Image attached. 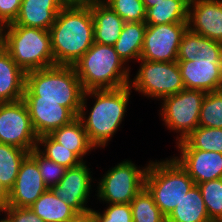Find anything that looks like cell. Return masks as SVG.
Returning <instances> with one entry per match:
<instances>
[{"label": "cell", "mask_w": 222, "mask_h": 222, "mask_svg": "<svg viewBox=\"0 0 222 222\" xmlns=\"http://www.w3.org/2000/svg\"><path fill=\"white\" fill-rule=\"evenodd\" d=\"M94 23V42L113 46L119 39L125 21L102 0L90 6Z\"/></svg>", "instance_id": "cell-20"}, {"label": "cell", "mask_w": 222, "mask_h": 222, "mask_svg": "<svg viewBox=\"0 0 222 222\" xmlns=\"http://www.w3.org/2000/svg\"><path fill=\"white\" fill-rule=\"evenodd\" d=\"M56 142L74 152L83 162L84 156L95 147L90 143L82 121L77 117L71 123L49 134Z\"/></svg>", "instance_id": "cell-24"}, {"label": "cell", "mask_w": 222, "mask_h": 222, "mask_svg": "<svg viewBox=\"0 0 222 222\" xmlns=\"http://www.w3.org/2000/svg\"><path fill=\"white\" fill-rule=\"evenodd\" d=\"M125 22H145L146 8L142 0H102Z\"/></svg>", "instance_id": "cell-33"}, {"label": "cell", "mask_w": 222, "mask_h": 222, "mask_svg": "<svg viewBox=\"0 0 222 222\" xmlns=\"http://www.w3.org/2000/svg\"><path fill=\"white\" fill-rule=\"evenodd\" d=\"M126 66L114 46L95 42L73 65L84 91L129 85L131 69Z\"/></svg>", "instance_id": "cell-4"}, {"label": "cell", "mask_w": 222, "mask_h": 222, "mask_svg": "<svg viewBox=\"0 0 222 222\" xmlns=\"http://www.w3.org/2000/svg\"><path fill=\"white\" fill-rule=\"evenodd\" d=\"M69 222H96L93 211L88 210L84 213H77Z\"/></svg>", "instance_id": "cell-39"}, {"label": "cell", "mask_w": 222, "mask_h": 222, "mask_svg": "<svg viewBox=\"0 0 222 222\" xmlns=\"http://www.w3.org/2000/svg\"><path fill=\"white\" fill-rule=\"evenodd\" d=\"M0 222H7V221L4 218H1Z\"/></svg>", "instance_id": "cell-44"}, {"label": "cell", "mask_w": 222, "mask_h": 222, "mask_svg": "<svg viewBox=\"0 0 222 222\" xmlns=\"http://www.w3.org/2000/svg\"><path fill=\"white\" fill-rule=\"evenodd\" d=\"M188 29L222 43V0H196L188 8Z\"/></svg>", "instance_id": "cell-15"}, {"label": "cell", "mask_w": 222, "mask_h": 222, "mask_svg": "<svg viewBox=\"0 0 222 222\" xmlns=\"http://www.w3.org/2000/svg\"><path fill=\"white\" fill-rule=\"evenodd\" d=\"M133 222H166V217L144 187L131 201Z\"/></svg>", "instance_id": "cell-30"}, {"label": "cell", "mask_w": 222, "mask_h": 222, "mask_svg": "<svg viewBox=\"0 0 222 222\" xmlns=\"http://www.w3.org/2000/svg\"><path fill=\"white\" fill-rule=\"evenodd\" d=\"M206 92L183 89L162 99L160 116L167 130L179 134L176 143L188 137L199 126L200 110Z\"/></svg>", "instance_id": "cell-9"}, {"label": "cell", "mask_w": 222, "mask_h": 222, "mask_svg": "<svg viewBox=\"0 0 222 222\" xmlns=\"http://www.w3.org/2000/svg\"><path fill=\"white\" fill-rule=\"evenodd\" d=\"M26 73L14 62L10 54L0 46V103L23 99Z\"/></svg>", "instance_id": "cell-19"}, {"label": "cell", "mask_w": 222, "mask_h": 222, "mask_svg": "<svg viewBox=\"0 0 222 222\" xmlns=\"http://www.w3.org/2000/svg\"><path fill=\"white\" fill-rule=\"evenodd\" d=\"M138 167L131 160H124L107 170L97 186V199L107 204L131 203L145 187L148 164Z\"/></svg>", "instance_id": "cell-8"}, {"label": "cell", "mask_w": 222, "mask_h": 222, "mask_svg": "<svg viewBox=\"0 0 222 222\" xmlns=\"http://www.w3.org/2000/svg\"><path fill=\"white\" fill-rule=\"evenodd\" d=\"M2 213L7 222H45L29 207L8 206Z\"/></svg>", "instance_id": "cell-36"}, {"label": "cell", "mask_w": 222, "mask_h": 222, "mask_svg": "<svg viewBox=\"0 0 222 222\" xmlns=\"http://www.w3.org/2000/svg\"><path fill=\"white\" fill-rule=\"evenodd\" d=\"M131 92L129 85L118 89L84 91L78 118L95 148L108 146V141L119 130L127 112ZM91 97L95 102L88 112L87 100Z\"/></svg>", "instance_id": "cell-1"}, {"label": "cell", "mask_w": 222, "mask_h": 222, "mask_svg": "<svg viewBox=\"0 0 222 222\" xmlns=\"http://www.w3.org/2000/svg\"><path fill=\"white\" fill-rule=\"evenodd\" d=\"M205 203L209 218L222 222V178L197 184Z\"/></svg>", "instance_id": "cell-31"}, {"label": "cell", "mask_w": 222, "mask_h": 222, "mask_svg": "<svg viewBox=\"0 0 222 222\" xmlns=\"http://www.w3.org/2000/svg\"><path fill=\"white\" fill-rule=\"evenodd\" d=\"M165 159L149 161L145 188L167 218L195 182L173 156Z\"/></svg>", "instance_id": "cell-6"}, {"label": "cell", "mask_w": 222, "mask_h": 222, "mask_svg": "<svg viewBox=\"0 0 222 222\" xmlns=\"http://www.w3.org/2000/svg\"><path fill=\"white\" fill-rule=\"evenodd\" d=\"M83 94L73 66L55 65L26 73L23 100L57 101L78 117Z\"/></svg>", "instance_id": "cell-3"}, {"label": "cell", "mask_w": 222, "mask_h": 222, "mask_svg": "<svg viewBox=\"0 0 222 222\" xmlns=\"http://www.w3.org/2000/svg\"><path fill=\"white\" fill-rule=\"evenodd\" d=\"M36 135L50 134L55 129L71 123L77 116L57 101L24 100Z\"/></svg>", "instance_id": "cell-17"}, {"label": "cell", "mask_w": 222, "mask_h": 222, "mask_svg": "<svg viewBox=\"0 0 222 222\" xmlns=\"http://www.w3.org/2000/svg\"><path fill=\"white\" fill-rule=\"evenodd\" d=\"M63 7H88L100 0H59Z\"/></svg>", "instance_id": "cell-38"}, {"label": "cell", "mask_w": 222, "mask_h": 222, "mask_svg": "<svg viewBox=\"0 0 222 222\" xmlns=\"http://www.w3.org/2000/svg\"><path fill=\"white\" fill-rule=\"evenodd\" d=\"M49 32L55 65L73 66L94 44L90 6L63 7Z\"/></svg>", "instance_id": "cell-2"}, {"label": "cell", "mask_w": 222, "mask_h": 222, "mask_svg": "<svg viewBox=\"0 0 222 222\" xmlns=\"http://www.w3.org/2000/svg\"><path fill=\"white\" fill-rule=\"evenodd\" d=\"M9 191L0 183V215L8 207Z\"/></svg>", "instance_id": "cell-40"}, {"label": "cell", "mask_w": 222, "mask_h": 222, "mask_svg": "<svg viewBox=\"0 0 222 222\" xmlns=\"http://www.w3.org/2000/svg\"><path fill=\"white\" fill-rule=\"evenodd\" d=\"M143 4L145 5V8L148 9L154 5H156V3H159L160 1L163 0H142Z\"/></svg>", "instance_id": "cell-41"}, {"label": "cell", "mask_w": 222, "mask_h": 222, "mask_svg": "<svg viewBox=\"0 0 222 222\" xmlns=\"http://www.w3.org/2000/svg\"><path fill=\"white\" fill-rule=\"evenodd\" d=\"M166 222H213L207 213L198 185L184 195L179 204L166 218Z\"/></svg>", "instance_id": "cell-23"}, {"label": "cell", "mask_w": 222, "mask_h": 222, "mask_svg": "<svg viewBox=\"0 0 222 222\" xmlns=\"http://www.w3.org/2000/svg\"><path fill=\"white\" fill-rule=\"evenodd\" d=\"M176 145L177 149H198L222 154V128L198 126Z\"/></svg>", "instance_id": "cell-28"}, {"label": "cell", "mask_w": 222, "mask_h": 222, "mask_svg": "<svg viewBox=\"0 0 222 222\" xmlns=\"http://www.w3.org/2000/svg\"><path fill=\"white\" fill-rule=\"evenodd\" d=\"M1 46L25 73L55 66L48 30L5 25L2 27Z\"/></svg>", "instance_id": "cell-5"}, {"label": "cell", "mask_w": 222, "mask_h": 222, "mask_svg": "<svg viewBox=\"0 0 222 222\" xmlns=\"http://www.w3.org/2000/svg\"><path fill=\"white\" fill-rule=\"evenodd\" d=\"M22 0H0V25L13 23L18 16Z\"/></svg>", "instance_id": "cell-37"}, {"label": "cell", "mask_w": 222, "mask_h": 222, "mask_svg": "<svg viewBox=\"0 0 222 222\" xmlns=\"http://www.w3.org/2000/svg\"><path fill=\"white\" fill-rule=\"evenodd\" d=\"M199 126L222 128V90L206 93L200 110Z\"/></svg>", "instance_id": "cell-32"}, {"label": "cell", "mask_w": 222, "mask_h": 222, "mask_svg": "<svg viewBox=\"0 0 222 222\" xmlns=\"http://www.w3.org/2000/svg\"><path fill=\"white\" fill-rule=\"evenodd\" d=\"M86 163L85 161L78 166L68 168L60 182L50 188L57 197L65 201L77 213L92 209L87 207V200L90 199L93 191L91 190L93 177L91 168Z\"/></svg>", "instance_id": "cell-12"}, {"label": "cell", "mask_w": 222, "mask_h": 222, "mask_svg": "<svg viewBox=\"0 0 222 222\" xmlns=\"http://www.w3.org/2000/svg\"><path fill=\"white\" fill-rule=\"evenodd\" d=\"M2 36V26L0 25V38Z\"/></svg>", "instance_id": "cell-43"}, {"label": "cell", "mask_w": 222, "mask_h": 222, "mask_svg": "<svg viewBox=\"0 0 222 222\" xmlns=\"http://www.w3.org/2000/svg\"><path fill=\"white\" fill-rule=\"evenodd\" d=\"M173 156L193 179L195 185L222 178V154L198 149H178Z\"/></svg>", "instance_id": "cell-16"}, {"label": "cell", "mask_w": 222, "mask_h": 222, "mask_svg": "<svg viewBox=\"0 0 222 222\" xmlns=\"http://www.w3.org/2000/svg\"><path fill=\"white\" fill-rule=\"evenodd\" d=\"M187 23L147 25L140 59L175 62Z\"/></svg>", "instance_id": "cell-11"}, {"label": "cell", "mask_w": 222, "mask_h": 222, "mask_svg": "<svg viewBox=\"0 0 222 222\" xmlns=\"http://www.w3.org/2000/svg\"><path fill=\"white\" fill-rule=\"evenodd\" d=\"M47 189L37 162L28 154L22 161L16 182L9 191L8 206L30 207Z\"/></svg>", "instance_id": "cell-14"}, {"label": "cell", "mask_w": 222, "mask_h": 222, "mask_svg": "<svg viewBox=\"0 0 222 222\" xmlns=\"http://www.w3.org/2000/svg\"><path fill=\"white\" fill-rule=\"evenodd\" d=\"M196 59H222V43L187 29L179 46L177 61Z\"/></svg>", "instance_id": "cell-21"}, {"label": "cell", "mask_w": 222, "mask_h": 222, "mask_svg": "<svg viewBox=\"0 0 222 222\" xmlns=\"http://www.w3.org/2000/svg\"><path fill=\"white\" fill-rule=\"evenodd\" d=\"M28 151L10 144L0 143V183L8 190L16 182L19 168Z\"/></svg>", "instance_id": "cell-27"}, {"label": "cell", "mask_w": 222, "mask_h": 222, "mask_svg": "<svg viewBox=\"0 0 222 222\" xmlns=\"http://www.w3.org/2000/svg\"><path fill=\"white\" fill-rule=\"evenodd\" d=\"M37 140L24 100L0 103V143L30 152L36 148Z\"/></svg>", "instance_id": "cell-10"}, {"label": "cell", "mask_w": 222, "mask_h": 222, "mask_svg": "<svg viewBox=\"0 0 222 222\" xmlns=\"http://www.w3.org/2000/svg\"><path fill=\"white\" fill-rule=\"evenodd\" d=\"M62 8L59 0H22L18 16L10 24L49 31Z\"/></svg>", "instance_id": "cell-18"}, {"label": "cell", "mask_w": 222, "mask_h": 222, "mask_svg": "<svg viewBox=\"0 0 222 222\" xmlns=\"http://www.w3.org/2000/svg\"><path fill=\"white\" fill-rule=\"evenodd\" d=\"M29 155L37 162L42 180L48 188L57 185L65 175L67 168L46 158L37 150V148L30 151Z\"/></svg>", "instance_id": "cell-34"}, {"label": "cell", "mask_w": 222, "mask_h": 222, "mask_svg": "<svg viewBox=\"0 0 222 222\" xmlns=\"http://www.w3.org/2000/svg\"><path fill=\"white\" fill-rule=\"evenodd\" d=\"M106 206L102 213L91 209L96 222H133L130 203L106 204Z\"/></svg>", "instance_id": "cell-35"}, {"label": "cell", "mask_w": 222, "mask_h": 222, "mask_svg": "<svg viewBox=\"0 0 222 222\" xmlns=\"http://www.w3.org/2000/svg\"><path fill=\"white\" fill-rule=\"evenodd\" d=\"M36 148L43 156L67 169L83 162L74 152L56 142L49 134L38 137Z\"/></svg>", "instance_id": "cell-29"}, {"label": "cell", "mask_w": 222, "mask_h": 222, "mask_svg": "<svg viewBox=\"0 0 222 222\" xmlns=\"http://www.w3.org/2000/svg\"><path fill=\"white\" fill-rule=\"evenodd\" d=\"M189 6L182 0H163L146 9L145 23L161 25L187 23Z\"/></svg>", "instance_id": "cell-26"}, {"label": "cell", "mask_w": 222, "mask_h": 222, "mask_svg": "<svg viewBox=\"0 0 222 222\" xmlns=\"http://www.w3.org/2000/svg\"><path fill=\"white\" fill-rule=\"evenodd\" d=\"M45 222H69L77 212L48 188L30 207Z\"/></svg>", "instance_id": "cell-25"}, {"label": "cell", "mask_w": 222, "mask_h": 222, "mask_svg": "<svg viewBox=\"0 0 222 222\" xmlns=\"http://www.w3.org/2000/svg\"><path fill=\"white\" fill-rule=\"evenodd\" d=\"M135 77L130 79L129 87L147 98L158 101L185 89L180 68L175 62L142 60Z\"/></svg>", "instance_id": "cell-7"}, {"label": "cell", "mask_w": 222, "mask_h": 222, "mask_svg": "<svg viewBox=\"0 0 222 222\" xmlns=\"http://www.w3.org/2000/svg\"><path fill=\"white\" fill-rule=\"evenodd\" d=\"M185 89L214 92L222 90V59L177 61Z\"/></svg>", "instance_id": "cell-13"}, {"label": "cell", "mask_w": 222, "mask_h": 222, "mask_svg": "<svg viewBox=\"0 0 222 222\" xmlns=\"http://www.w3.org/2000/svg\"><path fill=\"white\" fill-rule=\"evenodd\" d=\"M146 27L145 22H125L119 39L113 45L127 67L132 60H140Z\"/></svg>", "instance_id": "cell-22"}, {"label": "cell", "mask_w": 222, "mask_h": 222, "mask_svg": "<svg viewBox=\"0 0 222 222\" xmlns=\"http://www.w3.org/2000/svg\"><path fill=\"white\" fill-rule=\"evenodd\" d=\"M183 2H185L188 6H190L191 4H193L196 0H182Z\"/></svg>", "instance_id": "cell-42"}]
</instances>
